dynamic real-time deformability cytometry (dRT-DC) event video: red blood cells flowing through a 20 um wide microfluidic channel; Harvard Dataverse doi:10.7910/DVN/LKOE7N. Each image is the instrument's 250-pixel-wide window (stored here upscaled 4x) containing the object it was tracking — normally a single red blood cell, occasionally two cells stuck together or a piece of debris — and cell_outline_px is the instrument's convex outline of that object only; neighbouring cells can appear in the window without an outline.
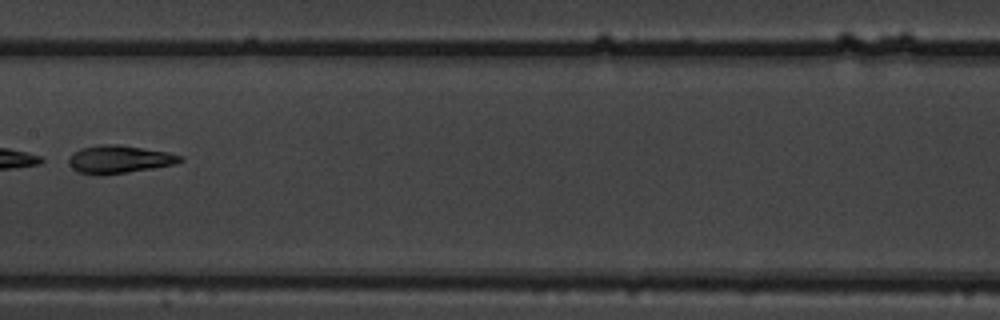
{"species": "common noctule bat (a hibernating species)", "species_latin": "Nyctalus noctula", "temperature_condition": "warm", "stored_images_in_passage": 12, "camera_frame_rate_fps": 3000, "um_per_image_px": 0.085, "animal": {"sex": "male", "body_mass_g": 19.5, "forearm_length_mm": 54.6}, "frame": {"image": 1, "passage_image": 9, "time_ms": 2.667, "image_size_px": [1000, 320], "cell_outline_px": [[184, 160], [176, 164], [104, 176], [96, 176], [76, 172], [68, 164], [68, 156], [72, 152], [80, 148], [100, 144], [120, 144], [168, 152], [184, 156]], "centroid_in_image_um": [10.09, 13.55], "position_along_channel_um": 197.3, "area_um2": 18.67}}
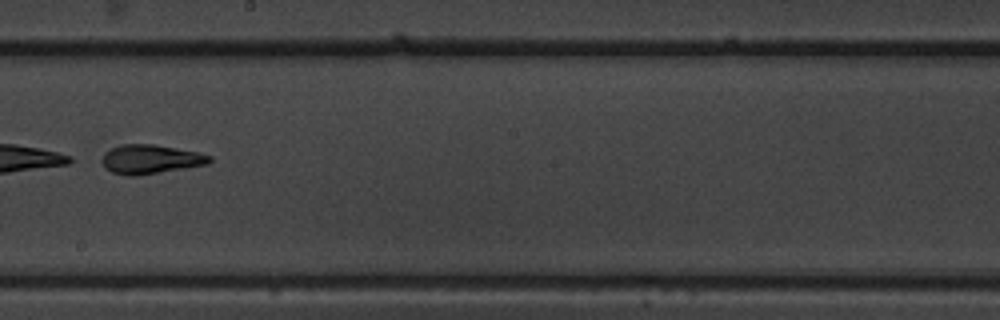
{"frame": {"image": 2, "passage_image": 10, "time_ms": 3.0, "image_size_px": [1000, 320], "cell_outline_px": [[212, 160], [208, 164], [136, 176], [128, 176], [112, 172], [104, 168], [100, 160], [104, 152], [112, 148], [124, 144], [156, 144], [200, 152], [212, 156]], "centroid_in_image_um": [12.78, 13.53], "position_along_channel_um": 235.4, "area_um2": 18.44}}